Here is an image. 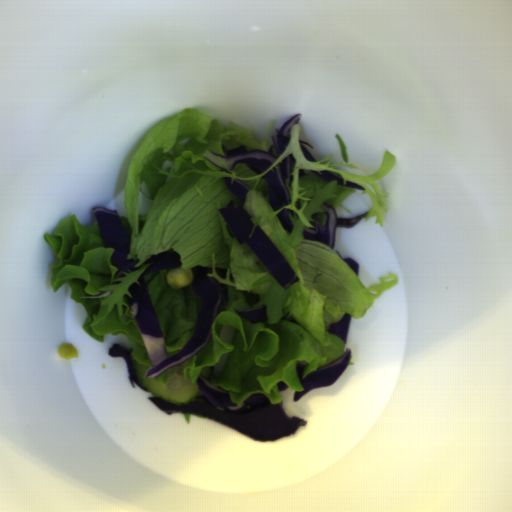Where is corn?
<instances>
[{
  "instance_id": "51d56268",
  "label": "corn",
  "mask_w": 512,
  "mask_h": 512,
  "mask_svg": "<svg viewBox=\"0 0 512 512\" xmlns=\"http://www.w3.org/2000/svg\"><path fill=\"white\" fill-rule=\"evenodd\" d=\"M194 276L192 269H183L182 267L170 269L165 281L173 289H182L192 282Z\"/></svg>"
},
{
  "instance_id": "f1292c28",
  "label": "corn",
  "mask_w": 512,
  "mask_h": 512,
  "mask_svg": "<svg viewBox=\"0 0 512 512\" xmlns=\"http://www.w3.org/2000/svg\"><path fill=\"white\" fill-rule=\"evenodd\" d=\"M57 353L60 358H65V359H69V360L73 359V358H79L77 349L70 342L62 343L57 348Z\"/></svg>"
}]
</instances>
